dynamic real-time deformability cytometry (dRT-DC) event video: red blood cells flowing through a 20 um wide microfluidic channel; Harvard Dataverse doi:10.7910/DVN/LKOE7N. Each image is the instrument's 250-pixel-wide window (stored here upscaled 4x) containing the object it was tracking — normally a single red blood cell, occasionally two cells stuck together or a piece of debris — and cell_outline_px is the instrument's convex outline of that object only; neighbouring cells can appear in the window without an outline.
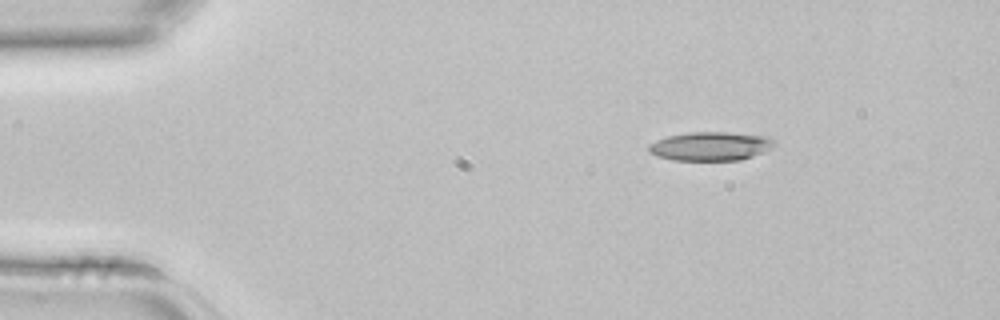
{"species": "common noctule bat (a hibernating species)", "species_latin": "Nyctalus noctula", "temperature_condition": "room temperature", "stored_images_in_passage": 3, "camera_frame_rate_fps": 3000, "um_per_image_px": 0.085, "animal": {"sex": "female", "body_mass_g": 22.7, "forearm_length_mm": 54.2}, "frame": {"image": 1, "passage_image": 1, "time_ms": 0.0, "image_size_px": [1000, 320], "cell_outline_px": [[776, 144], [752, 156], [740, 160], [672, 160], [648, 152], [648, 144], [656, 140], [668, 136], [688, 132], [724, 132], [768, 136]], "centroid_in_image_um": [60.34, 12.42], "position_along_channel_um": 24.7, "area_um2": 20.81}}
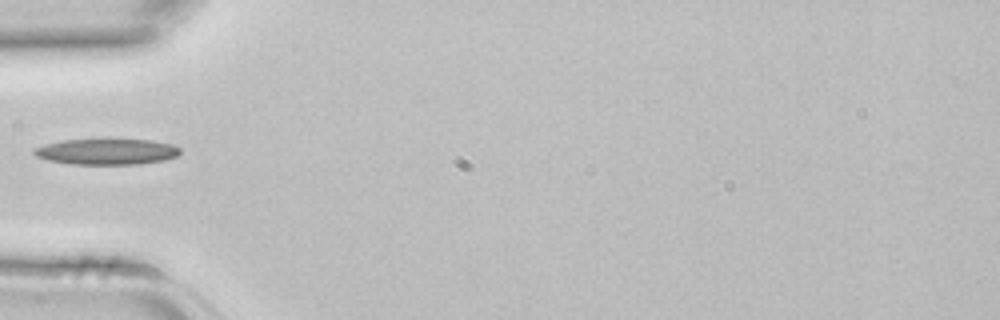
{"frame": {"image": 2, "passage_image": 3, "time_ms": 0.667, "image_size_px": [1000, 320], "cell_outline_px": [[180, 152], [176, 156], [164, 160], [140, 164], [72, 164], [48, 160], [36, 156], [32, 152], [36, 148], [44, 144], [60, 140], [108, 136], [152, 140], [172, 144], [180, 148]], "centroid_in_image_um": [9.07, 12.83], "position_along_channel_um": 75.9, "area_um2": 23.18}}